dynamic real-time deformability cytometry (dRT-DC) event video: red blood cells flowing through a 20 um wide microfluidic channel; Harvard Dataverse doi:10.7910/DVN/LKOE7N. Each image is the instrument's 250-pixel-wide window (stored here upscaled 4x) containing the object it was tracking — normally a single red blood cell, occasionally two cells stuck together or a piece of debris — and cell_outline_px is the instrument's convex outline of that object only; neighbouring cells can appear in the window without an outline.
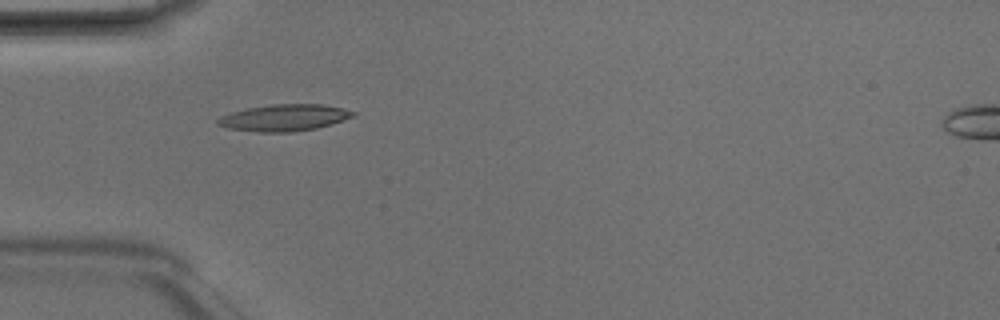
{"species": "Egyptian fruit bat (a non-hibernating species)", "species_latin": "Rousettus aegyptiacus", "temperature_condition": "room temperature", "stored_images_in_passage": 4, "camera_frame_rate_fps": 3000, "um_per_image_px": 0.085, "animal": {"sex": "male"}, "frame": {"image": 1, "passage_image": 3, "time_ms": 0.667, "image_size_px": [1000, 320], "cell_outline_px": [[356, 116], [332, 124], [316, 128], [292, 132], [260, 132], [228, 128], [216, 124], [216, 120], [220, 116], [232, 112], [248, 108], [272, 104], [320, 104], [344, 108], [356, 112]], "centroid_in_image_um": [24.19, 10.0], "position_along_channel_um": 60.8, "area_um2": 21.04}}